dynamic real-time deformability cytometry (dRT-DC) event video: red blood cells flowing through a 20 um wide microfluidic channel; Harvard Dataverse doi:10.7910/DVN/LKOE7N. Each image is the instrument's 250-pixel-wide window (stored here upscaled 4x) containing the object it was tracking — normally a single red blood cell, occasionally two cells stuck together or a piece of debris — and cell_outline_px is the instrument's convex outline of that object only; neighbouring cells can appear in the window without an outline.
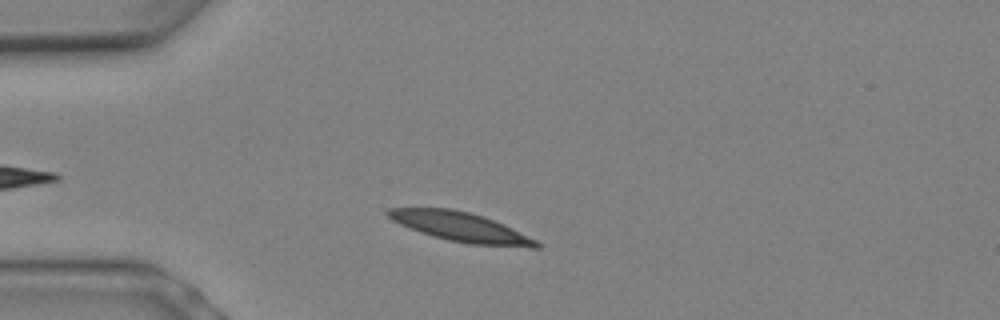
{"species": "Egyptian fruit bat (a non-hibernating species)", "species_latin": "Rousettus aegyptiacus", "temperature_condition": "warm", "stored_images_in_passage": 7, "camera_frame_rate_fps": 3000, "um_per_image_px": 0.085, "animal": {"sex": "female"}, "frame": {"image": 1, "passage_image": 2, "time_ms": 0.333, "image_size_px": [1000, 320], "cell_outline_px": [[544, 244], [540, 248], [532, 248], [468, 244], [448, 240], [432, 236], [420, 232], [400, 224], [392, 220], [384, 212], [388, 208], [452, 208], [484, 216], [512, 228]], "centroid_in_image_um": [39.19, 19.3], "position_along_channel_um": 45.8, "area_um2": 25.49}}
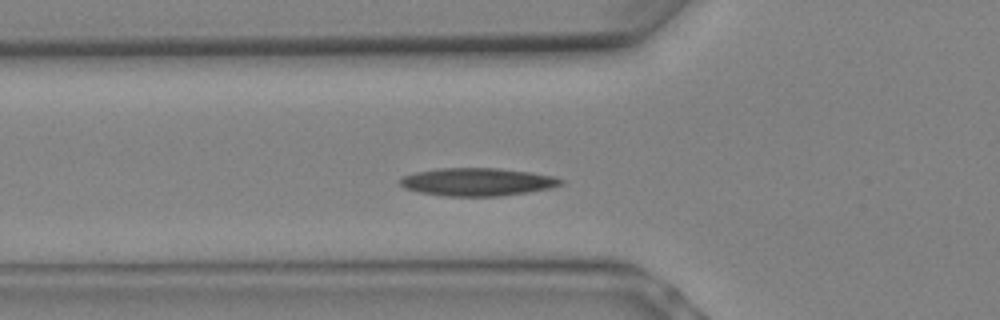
{"frame": {"image": 2, "passage_image": 4, "time_ms": 1.0, "image_size_px": [1000, 320], "cell_outline_px": [[564, 184], [548, 188], [528, 192], [496, 196], [448, 196], [420, 192], [404, 188], [400, 184], [400, 180], [404, 176], [416, 172], [440, 168], [496, 168], [532, 172], [556, 176], [564, 180]], "centroid_in_image_um": [40.62, 15.45], "position_along_channel_um": 85.2, "area_um2": 26.01}}
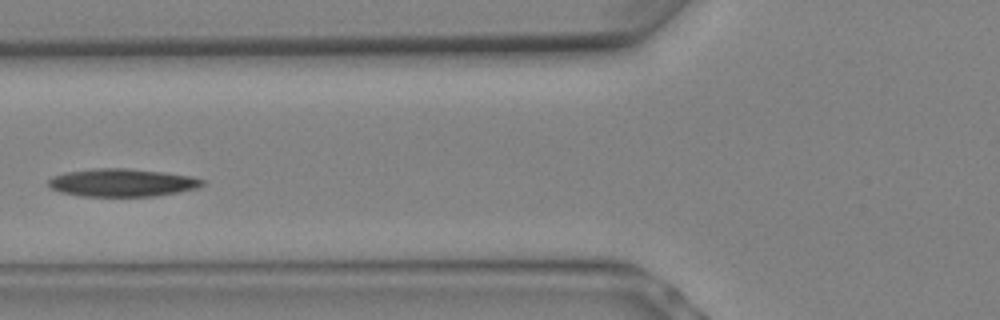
{"frame": {"image": 3, "passage_image": 5, "time_ms": 1.333, "image_size_px": [1000, 320], "cell_outline_px": [[204, 184], [200, 188], [180, 192], [156, 196], [84, 196], [60, 192], [48, 188], [48, 180], [52, 176], [64, 172], [96, 168], [128, 168], [164, 172], [192, 176], [204, 180]], "centroid_in_image_um": [10.39, 15.52], "position_along_channel_um": 115.4, "area_um2": 25.32}}